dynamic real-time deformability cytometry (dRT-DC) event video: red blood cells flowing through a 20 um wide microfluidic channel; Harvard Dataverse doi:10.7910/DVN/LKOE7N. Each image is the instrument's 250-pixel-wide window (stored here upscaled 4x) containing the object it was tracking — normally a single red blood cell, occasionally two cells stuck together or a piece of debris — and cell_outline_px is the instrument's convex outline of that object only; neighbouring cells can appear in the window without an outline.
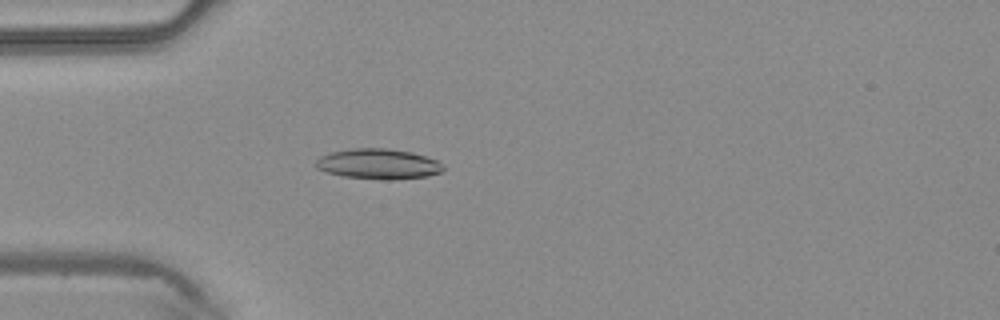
{"species": "common noctule bat (a hibernating species)", "species_latin": "Nyctalus noctula", "temperature_condition": "warm", "stored_images_in_passage": 43, "camera_frame_rate_fps": 3000, "um_per_image_px": 0.085, "animal": {"sex": "male", "body_mass_g": 20.4}, "frame": {"image": 1, "passage_image": 11, "time_ms": 3.333, "image_size_px": [1000, 320], "cell_outline_px": [[444, 168], [440, 172], [428, 176], [392, 180], [388, 180], [344, 176], [328, 172], [316, 168], [316, 160], [320, 156], [332, 152], [352, 148], [388, 148], [412, 152], [436, 160], [444, 164]], "centroid_in_image_um": [32.18, 13.93], "position_along_channel_um": 52.8, "area_um2": 22.43}}
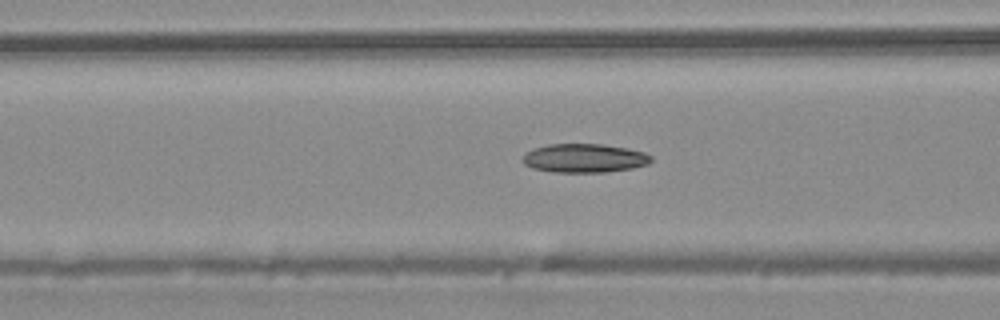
{"frame": {"image": 2, "passage_image": 16, "time_ms": 5.0, "image_size_px": [1000, 320], "cell_outline_px": [[652, 160], [648, 164], [632, 168], [604, 172], [552, 172], [532, 168], [524, 164], [524, 156], [528, 152], [536, 148], [548, 144], [600, 144], [628, 148], [644, 152], [652, 156]], "centroid_in_image_um": [49.71, 13.44], "position_along_channel_um": 116.9, "area_um2": 21.39}}
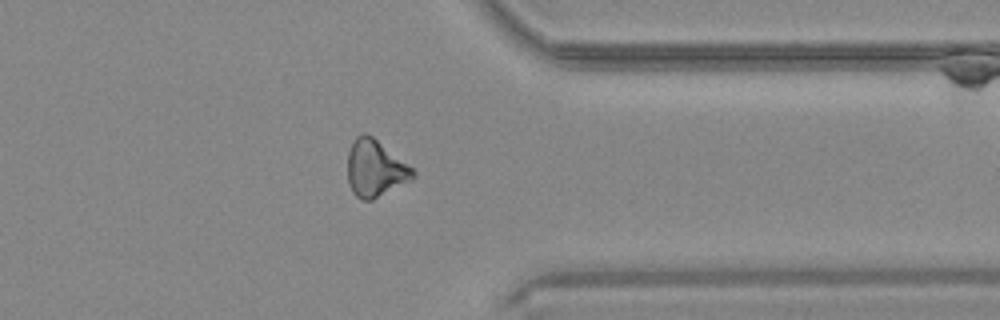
{"frame": {"image": 3, "passage_image": 34, "time_ms": 11.0, "image_size_px": [1000, 320], "cell_outline_px": [[416, 176], [412, 180], [372, 200], [360, 200], [352, 192], [348, 184], [348, 152], [356, 136], [360, 132], [364, 132], [372, 136], [408, 164], [416, 172]], "centroid_in_image_um": [31.89, 14.33], "position_along_channel_um": 379.5, "area_um2": 21.68}}